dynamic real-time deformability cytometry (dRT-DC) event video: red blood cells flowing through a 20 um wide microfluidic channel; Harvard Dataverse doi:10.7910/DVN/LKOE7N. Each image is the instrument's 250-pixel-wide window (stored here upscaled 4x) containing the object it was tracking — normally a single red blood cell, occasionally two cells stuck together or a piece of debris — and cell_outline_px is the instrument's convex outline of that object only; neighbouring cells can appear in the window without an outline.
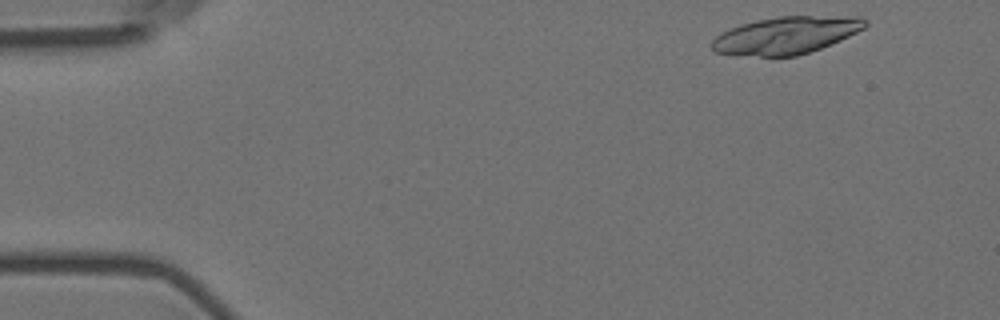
{"species": "Egyptian fruit bat (a non-hibernating species)", "species_latin": "Rousettus aegyptiacus", "temperature_condition": "room temperature", "stored_images_in_passage": 16, "camera_frame_rate_fps": 3000, "um_per_image_px": 0.085, "animal": {"sex": "female"}, "frame": {"image": 1, "passage_image": 2, "time_ms": 0.333, "image_size_px": [1000, 320], "cell_outline_px": [[868, 24], [864, 28], [840, 40], [820, 48], [796, 56], [760, 56], [712, 52], [712, 40], [720, 32], [728, 28], [740, 24], [756, 20], [780, 16], [860, 16], [868, 20]], "centroid_in_image_um": [66.81, 2.98], "position_along_channel_um": 18.2, "area_um2": 33.29}}